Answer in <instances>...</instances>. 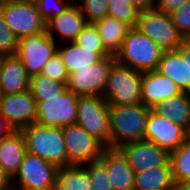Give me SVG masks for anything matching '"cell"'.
<instances>
[{"instance_id":"cell-21","label":"cell","mask_w":190,"mask_h":190,"mask_svg":"<svg viewBox=\"0 0 190 190\" xmlns=\"http://www.w3.org/2000/svg\"><path fill=\"white\" fill-rule=\"evenodd\" d=\"M180 93L181 90L168 77L156 71L143 72L141 99L147 107L151 108L156 103Z\"/></svg>"},{"instance_id":"cell-38","label":"cell","mask_w":190,"mask_h":190,"mask_svg":"<svg viewBox=\"0 0 190 190\" xmlns=\"http://www.w3.org/2000/svg\"><path fill=\"white\" fill-rule=\"evenodd\" d=\"M130 2L141 11L154 9L157 4V0H130Z\"/></svg>"},{"instance_id":"cell-5","label":"cell","mask_w":190,"mask_h":190,"mask_svg":"<svg viewBox=\"0 0 190 190\" xmlns=\"http://www.w3.org/2000/svg\"><path fill=\"white\" fill-rule=\"evenodd\" d=\"M67 166L85 165L100 159L107 146L79 124L62 127Z\"/></svg>"},{"instance_id":"cell-40","label":"cell","mask_w":190,"mask_h":190,"mask_svg":"<svg viewBox=\"0 0 190 190\" xmlns=\"http://www.w3.org/2000/svg\"><path fill=\"white\" fill-rule=\"evenodd\" d=\"M12 186L11 177L0 166V190H6Z\"/></svg>"},{"instance_id":"cell-24","label":"cell","mask_w":190,"mask_h":190,"mask_svg":"<svg viewBox=\"0 0 190 190\" xmlns=\"http://www.w3.org/2000/svg\"><path fill=\"white\" fill-rule=\"evenodd\" d=\"M174 186L170 162L135 174L134 190H172Z\"/></svg>"},{"instance_id":"cell-36","label":"cell","mask_w":190,"mask_h":190,"mask_svg":"<svg viewBox=\"0 0 190 190\" xmlns=\"http://www.w3.org/2000/svg\"><path fill=\"white\" fill-rule=\"evenodd\" d=\"M173 24L185 39H190V0L170 15Z\"/></svg>"},{"instance_id":"cell-4","label":"cell","mask_w":190,"mask_h":190,"mask_svg":"<svg viewBox=\"0 0 190 190\" xmlns=\"http://www.w3.org/2000/svg\"><path fill=\"white\" fill-rule=\"evenodd\" d=\"M143 72L116 62L109 73L103 98L108 104L136 105L141 104Z\"/></svg>"},{"instance_id":"cell-12","label":"cell","mask_w":190,"mask_h":190,"mask_svg":"<svg viewBox=\"0 0 190 190\" xmlns=\"http://www.w3.org/2000/svg\"><path fill=\"white\" fill-rule=\"evenodd\" d=\"M58 45L45 31L20 38L16 55L33 77L42 73L45 64L57 52Z\"/></svg>"},{"instance_id":"cell-18","label":"cell","mask_w":190,"mask_h":190,"mask_svg":"<svg viewBox=\"0 0 190 190\" xmlns=\"http://www.w3.org/2000/svg\"><path fill=\"white\" fill-rule=\"evenodd\" d=\"M98 161L106 168L113 190H134L136 173L118 149L107 148Z\"/></svg>"},{"instance_id":"cell-1","label":"cell","mask_w":190,"mask_h":190,"mask_svg":"<svg viewBox=\"0 0 190 190\" xmlns=\"http://www.w3.org/2000/svg\"><path fill=\"white\" fill-rule=\"evenodd\" d=\"M110 117V149L123 144L145 140L146 121L150 107L145 104H108Z\"/></svg>"},{"instance_id":"cell-22","label":"cell","mask_w":190,"mask_h":190,"mask_svg":"<svg viewBox=\"0 0 190 190\" xmlns=\"http://www.w3.org/2000/svg\"><path fill=\"white\" fill-rule=\"evenodd\" d=\"M160 116L167 117L170 122L183 127L190 134V93L180 94L160 101L151 107Z\"/></svg>"},{"instance_id":"cell-35","label":"cell","mask_w":190,"mask_h":190,"mask_svg":"<svg viewBox=\"0 0 190 190\" xmlns=\"http://www.w3.org/2000/svg\"><path fill=\"white\" fill-rule=\"evenodd\" d=\"M74 42L88 49H105L94 23H87Z\"/></svg>"},{"instance_id":"cell-10","label":"cell","mask_w":190,"mask_h":190,"mask_svg":"<svg viewBox=\"0 0 190 190\" xmlns=\"http://www.w3.org/2000/svg\"><path fill=\"white\" fill-rule=\"evenodd\" d=\"M76 123L110 148L109 109L102 96H79Z\"/></svg>"},{"instance_id":"cell-11","label":"cell","mask_w":190,"mask_h":190,"mask_svg":"<svg viewBox=\"0 0 190 190\" xmlns=\"http://www.w3.org/2000/svg\"><path fill=\"white\" fill-rule=\"evenodd\" d=\"M113 55L106 56L91 68L75 69L69 74L67 88L78 96H102L106 89L108 76L116 63Z\"/></svg>"},{"instance_id":"cell-37","label":"cell","mask_w":190,"mask_h":190,"mask_svg":"<svg viewBox=\"0 0 190 190\" xmlns=\"http://www.w3.org/2000/svg\"><path fill=\"white\" fill-rule=\"evenodd\" d=\"M188 0H157L156 9L168 15L177 11Z\"/></svg>"},{"instance_id":"cell-8","label":"cell","mask_w":190,"mask_h":190,"mask_svg":"<svg viewBox=\"0 0 190 190\" xmlns=\"http://www.w3.org/2000/svg\"><path fill=\"white\" fill-rule=\"evenodd\" d=\"M0 12L18 39L46 31V22L33 0H9Z\"/></svg>"},{"instance_id":"cell-17","label":"cell","mask_w":190,"mask_h":190,"mask_svg":"<svg viewBox=\"0 0 190 190\" xmlns=\"http://www.w3.org/2000/svg\"><path fill=\"white\" fill-rule=\"evenodd\" d=\"M171 79L181 90L190 93V71L187 66V39L174 51H164L155 70Z\"/></svg>"},{"instance_id":"cell-32","label":"cell","mask_w":190,"mask_h":190,"mask_svg":"<svg viewBox=\"0 0 190 190\" xmlns=\"http://www.w3.org/2000/svg\"><path fill=\"white\" fill-rule=\"evenodd\" d=\"M83 166L88 170L92 185L91 190H113L106 168L99 161Z\"/></svg>"},{"instance_id":"cell-41","label":"cell","mask_w":190,"mask_h":190,"mask_svg":"<svg viewBox=\"0 0 190 190\" xmlns=\"http://www.w3.org/2000/svg\"><path fill=\"white\" fill-rule=\"evenodd\" d=\"M172 190H190V182L175 183Z\"/></svg>"},{"instance_id":"cell-14","label":"cell","mask_w":190,"mask_h":190,"mask_svg":"<svg viewBox=\"0 0 190 190\" xmlns=\"http://www.w3.org/2000/svg\"><path fill=\"white\" fill-rule=\"evenodd\" d=\"M36 110V99L30 89L21 93L3 94L0 97V114L14 130L36 123Z\"/></svg>"},{"instance_id":"cell-30","label":"cell","mask_w":190,"mask_h":190,"mask_svg":"<svg viewBox=\"0 0 190 190\" xmlns=\"http://www.w3.org/2000/svg\"><path fill=\"white\" fill-rule=\"evenodd\" d=\"M88 23H95L107 16L108 0H75ZM80 1V2H79Z\"/></svg>"},{"instance_id":"cell-2","label":"cell","mask_w":190,"mask_h":190,"mask_svg":"<svg viewBox=\"0 0 190 190\" xmlns=\"http://www.w3.org/2000/svg\"><path fill=\"white\" fill-rule=\"evenodd\" d=\"M27 152L63 168L67 166L66 146L62 128L32 123L20 129Z\"/></svg>"},{"instance_id":"cell-29","label":"cell","mask_w":190,"mask_h":190,"mask_svg":"<svg viewBox=\"0 0 190 190\" xmlns=\"http://www.w3.org/2000/svg\"><path fill=\"white\" fill-rule=\"evenodd\" d=\"M67 89V84L52 80L41 74L31 77L30 91L34 98H52Z\"/></svg>"},{"instance_id":"cell-43","label":"cell","mask_w":190,"mask_h":190,"mask_svg":"<svg viewBox=\"0 0 190 190\" xmlns=\"http://www.w3.org/2000/svg\"><path fill=\"white\" fill-rule=\"evenodd\" d=\"M187 66L190 71V39H187Z\"/></svg>"},{"instance_id":"cell-42","label":"cell","mask_w":190,"mask_h":190,"mask_svg":"<svg viewBox=\"0 0 190 190\" xmlns=\"http://www.w3.org/2000/svg\"><path fill=\"white\" fill-rule=\"evenodd\" d=\"M49 190H68L58 180L50 187Z\"/></svg>"},{"instance_id":"cell-34","label":"cell","mask_w":190,"mask_h":190,"mask_svg":"<svg viewBox=\"0 0 190 190\" xmlns=\"http://www.w3.org/2000/svg\"><path fill=\"white\" fill-rule=\"evenodd\" d=\"M19 39L4 21L0 12V56L17 53Z\"/></svg>"},{"instance_id":"cell-26","label":"cell","mask_w":190,"mask_h":190,"mask_svg":"<svg viewBox=\"0 0 190 190\" xmlns=\"http://www.w3.org/2000/svg\"><path fill=\"white\" fill-rule=\"evenodd\" d=\"M57 180L68 190H91V179L83 165L59 168Z\"/></svg>"},{"instance_id":"cell-46","label":"cell","mask_w":190,"mask_h":190,"mask_svg":"<svg viewBox=\"0 0 190 190\" xmlns=\"http://www.w3.org/2000/svg\"><path fill=\"white\" fill-rule=\"evenodd\" d=\"M6 190H17V189L14 186H11L10 188H8Z\"/></svg>"},{"instance_id":"cell-6","label":"cell","mask_w":190,"mask_h":190,"mask_svg":"<svg viewBox=\"0 0 190 190\" xmlns=\"http://www.w3.org/2000/svg\"><path fill=\"white\" fill-rule=\"evenodd\" d=\"M136 27L163 51L177 50L186 40L173 24L171 16L156 8L141 11Z\"/></svg>"},{"instance_id":"cell-7","label":"cell","mask_w":190,"mask_h":190,"mask_svg":"<svg viewBox=\"0 0 190 190\" xmlns=\"http://www.w3.org/2000/svg\"><path fill=\"white\" fill-rule=\"evenodd\" d=\"M36 123L49 127H65L77 122L79 96L68 88L59 96L35 98Z\"/></svg>"},{"instance_id":"cell-19","label":"cell","mask_w":190,"mask_h":190,"mask_svg":"<svg viewBox=\"0 0 190 190\" xmlns=\"http://www.w3.org/2000/svg\"><path fill=\"white\" fill-rule=\"evenodd\" d=\"M0 74L4 95L21 93L30 89L31 77L16 54L0 56Z\"/></svg>"},{"instance_id":"cell-25","label":"cell","mask_w":190,"mask_h":190,"mask_svg":"<svg viewBox=\"0 0 190 190\" xmlns=\"http://www.w3.org/2000/svg\"><path fill=\"white\" fill-rule=\"evenodd\" d=\"M106 51L113 56L120 51L130 27L116 18L106 16L94 23Z\"/></svg>"},{"instance_id":"cell-45","label":"cell","mask_w":190,"mask_h":190,"mask_svg":"<svg viewBox=\"0 0 190 190\" xmlns=\"http://www.w3.org/2000/svg\"><path fill=\"white\" fill-rule=\"evenodd\" d=\"M0 80H1V74H0ZM3 95L2 93V87H1V81H0V97Z\"/></svg>"},{"instance_id":"cell-31","label":"cell","mask_w":190,"mask_h":190,"mask_svg":"<svg viewBox=\"0 0 190 190\" xmlns=\"http://www.w3.org/2000/svg\"><path fill=\"white\" fill-rule=\"evenodd\" d=\"M42 19L47 23L62 14L75 0H34Z\"/></svg>"},{"instance_id":"cell-33","label":"cell","mask_w":190,"mask_h":190,"mask_svg":"<svg viewBox=\"0 0 190 190\" xmlns=\"http://www.w3.org/2000/svg\"><path fill=\"white\" fill-rule=\"evenodd\" d=\"M41 75L67 84L69 73L67 72L58 52H56L45 64Z\"/></svg>"},{"instance_id":"cell-3","label":"cell","mask_w":190,"mask_h":190,"mask_svg":"<svg viewBox=\"0 0 190 190\" xmlns=\"http://www.w3.org/2000/svg\"><path fill=\"white\" fill-rule=\"evenodd\" d=\"M164 51L137 27H132L124 39L116 61L140 72L155 71Z\"/></svg>"},{"instance_id":"cell-15","label":"cell","mask_w":190,"mask_h":190,"mask_svg":"<svg viewBox=\"0 0 190 190\" xmlns=\"http://www.w3.org/2000/svg\"><path fill=\"white\" fill-rule=\"evenodd\" d=\"M190 134L181 126L169 121L150 109L147 121L145 140L154 142L169 152L179 148Z\"/></svg>"},{"instance_id":"cell-28","label":"cell","mask_w":190,"mask_h":190,"mask_svg":"<svg viewBox=\"0 0 190 190\" xmlns=\"http://www.w3.org/2000/svg\"><path fill=\"white\" fill-rule=\"evenodd\" d=\"M140 12L130 0H108L107 16L126 23L130 28L137 26Z\"/></svg>"},{"instance_id":"cell-23","label":"cell","mask_w":190,"mask_h":190,"mask_svg":"<svg viewBox=\"0 0 190 190\" xmlns=\"http://www.w3.org/2000/svg\"><path fill=\"white\" fill-rule=\"evenodd\" d=\"M27 152L20 130L0 140V166L11 177L17 173Z\"/></svg>"},{"instance_id":"cell-9","label":"cell","mask_w":190,"mask_h":190,"mask_svg":"<svg viewBox=\"0 0 190 190\" xmlns=\"http://www.w3.org/2000/svg\"><path fill=\"white\" fill-rule=\"evenodd\" d=\"M59 168L34 154L26 152L24 159L12 178L17 190H49L57 181Z\"/></svg>"},{"instance_id":"cell-16","label":"cell","mask_w":190,"mask_h":190,"mask_svg":"<svg viewBox=\"0 0 190 190\" xmlns=\"http://www.w3.org/2000/svg\"><path fill=\"white\" fill-rule=\"evenodd\" d=\"M87 23L80 6L74 1L62 14L46 23V31L58 44L74 42Z\"/></svg>"},{"instance_id":"cell-44","label":"cell","mask_w":190,"mask_h":190,"mask_svg":"<svg viewBox=\"0 0 190 190\" xmlns=\"http://www.w3.org/2000/svg\"><path fill=\"white\" fill-rule=\"evenodd\" d=\"M9 0H0V7L3 6Z\"/></svg>"},{"instance_id":"cell-27","label":"cell","mask_w":190,"mask_h":190,"mask_svg":"<svg viewBox=\"0 0 190 190\" xmlns=\"http://www.w3.org/2000/svg\"><path fill=\"white\" fill-rule=\"evenodd\" d=\"M170 164L175 183L190 182V135L170 152Z\"/></svg>"},{"instance_id":"cell-13","label":"cell","mask_w":190,"mask_h":190,"mask_svg":"<svg viewBox=\"0 0 190 190\" xmlns=\"http://www.w3.org/2000/svg\"><path fill=\"white\" fill-rule=\"evenodd\" d=\"M118 150L127 159L135 173L143 172L156 166H165L170 162V152L147 140L123 144Z\"/></svg>"},{"instance_id":"cell-39","label":"cell","mask_w":190,"mask_h":190,"mask_svg":"<svg viewBox=\"0 0 190 190\" xmlns=\"http://www.w3.org/2000/svg\"><path fill=\"white\" fill-rule=\"evenodd\" d=\"M15 130L13 127L8 123V121L2 117L0 114V140L9 136Z\"/></svg>"},{"instance_id":"cell-20","label":"cell","mask_w":190,"mask_h":190,"mask_svg":"<svg viewBox=\"0 0 190 190\" xmlns=\"http://www.w3.org/2000/svg\"><path fill=\"white\" fill-rule=\"evenodd\" d=\"M62 44L58 45L57 52L69 74L73 73L75 69L91 68L96 62L110 56L106 49H88L75 42Z\"/></svg>"}]
</instances>
